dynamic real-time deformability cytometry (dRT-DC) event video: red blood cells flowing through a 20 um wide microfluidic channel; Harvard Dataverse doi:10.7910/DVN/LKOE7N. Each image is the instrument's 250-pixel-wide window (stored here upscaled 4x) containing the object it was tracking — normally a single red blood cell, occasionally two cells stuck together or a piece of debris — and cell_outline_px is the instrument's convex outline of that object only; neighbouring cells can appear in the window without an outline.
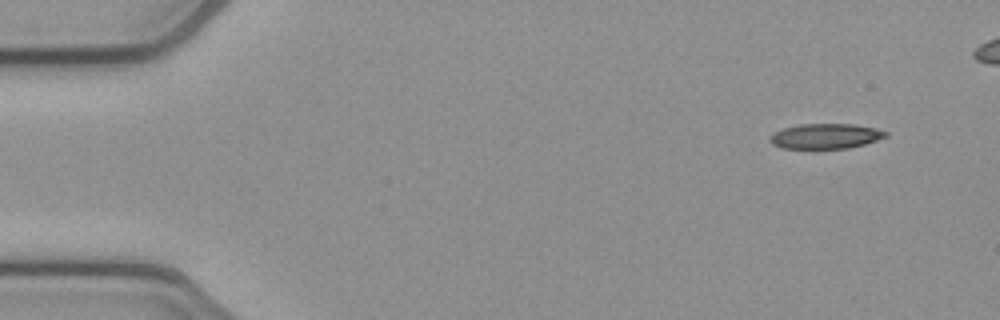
{"species": "common noctule bat (a hibernating species)", "species_latin": "Nyctalus noctula", "temperature_condition": "cold", "stored_images_in_passage": 5, "camera_frame_rate_fps": 3000, "um_per_image_px": 0.085, "animal": {"sex": "female", "body_mass_g": 21.9}, "frame": {"image": 1, "passage_image": 1, "time_ms": 0.0, "image_size_px": [1000, 320], "cell_outline_px": [[888, 136], [864, 144], [848, 148], [784, 148], [772, 144], [768, 140], [768, 136], [772, 132], [784, 128], [800, 124], [856, 124], [876, 128], [888, 132]], "centroid_in_image_um": [70.15, 11.56], "position_along_channel_um": 14.8, "area_um2": 16.99}}
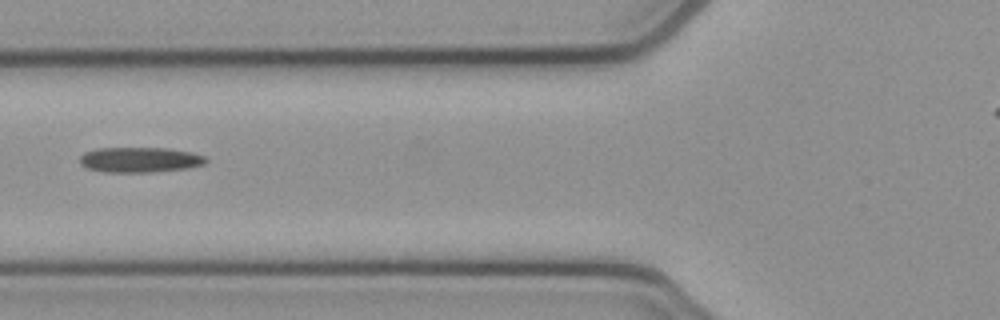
{"frame": {"image": 2, "passage_image": 5, "time_ms": 1.333, "image_size_px": [1000, 320], "cell_outline_px": [[208, 160], [204, 164], [188, 168], [152, 172], [104, 172], [84, 168], [80, 164], [80, 156], [84, 152], [96, 148], [168, 148], [192, 152], [204, 156]], "centroid_in_image_um": [11.85, 13.58], "position_along_channel_um": 113.9, "area_um2": 18.73}}